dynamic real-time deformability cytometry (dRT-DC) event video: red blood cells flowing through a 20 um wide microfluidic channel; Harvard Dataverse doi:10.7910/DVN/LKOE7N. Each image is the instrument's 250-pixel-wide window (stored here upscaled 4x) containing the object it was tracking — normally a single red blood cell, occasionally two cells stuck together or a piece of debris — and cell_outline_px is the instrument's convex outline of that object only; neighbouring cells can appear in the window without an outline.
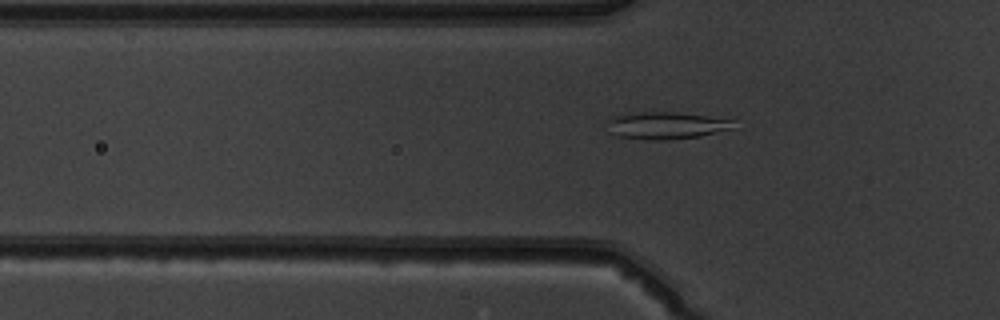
{"species": "common noctule bat (a hibernating species)", "species_latin": "Nyctalus noctula", "temperature_condition": "warm", "stored_images_in_passage": 50, "camera_frame_rate_fps": 3000, "um_per_image_px": 0.085, "animal": {"sex": "male", "body_mass_g": 19.5, "forearm_length_mm": 54.6}, "frame": {"image": 1, "passage_image": 17, "time_ms": 5.333, "image_size_px": [1000, 320], "cell_outline_px": [[736, 120], [732, 128], [700, 136], [668, 140], [652, 140], [620, 136], [612, 132], [604, 120], [612, 116], [640, 112], [676, 112]], "centroid_in_image_um": [56.61, 10.65], "position_along_channel_um": 69.2, "area_um2": 19.83}}
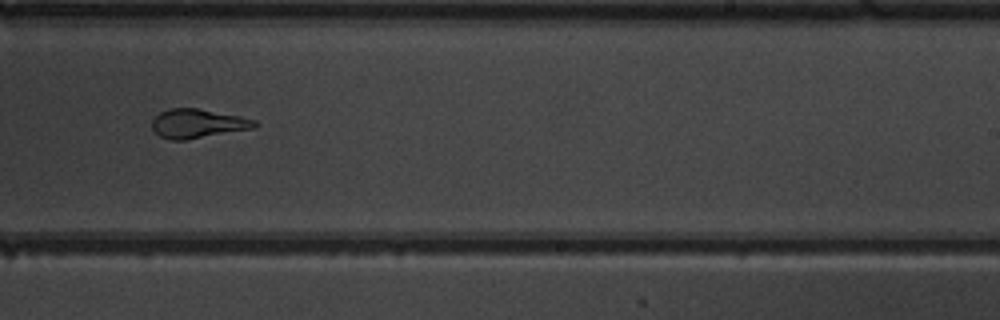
{"frame": {"image": 2, "passage_image": 32, "time_ms": 10.333, "image_size_px": [1000, 320], "cell_outline_px": [[260, 124], [256, 128], [188, 140], [168, 140], [160, 136], [152, 128], [152, 120], [160, 112], [168, 108], [196, 108], [240, 116], [256, 120]], "centroid_in_image_um": [16.84, 10.51], "position_along_channel_um": 272.2, "area_um2": 17.63}}
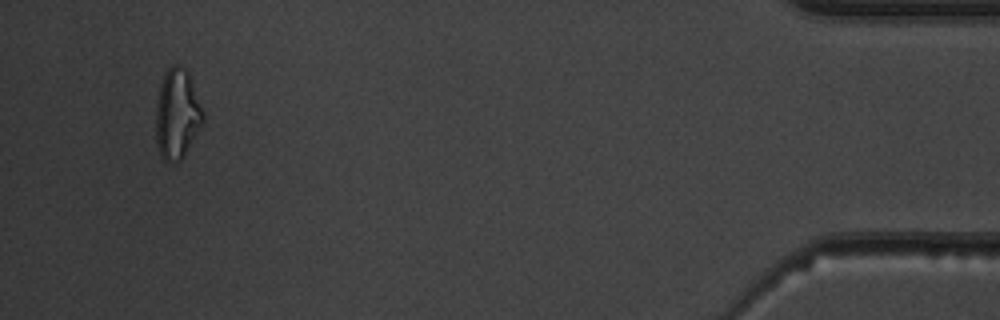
{"frame": {"image": 3, "passage_image": 48, "time_ms": 15.667, "image_size_px": [1000, 320], "cell_outline_px": [[204, 120], [184, 156], [176, 164], [168, 164], [160, 156], [156, 144], [156, 100], [160, 84], [164, 72], [172, 64], [180, 64], [188, 72], [204, 112]], "centroid_in_image_um": [15.03, 9.71], "position_along_channel_um": 420.2, "area_um2": 25.14}, "authors_computed_cell_mechanics": {"area_um2": 20.6635, "velocity_mm_per_s": 4.0721, "shape_relaxation_time_tau1_ms": 5.6857, "shape_relaxation_time_tau2_ms": 1.1545, "deformation_change_tau1": 0.1834, "deformation_change_tau2": 0.0717}}